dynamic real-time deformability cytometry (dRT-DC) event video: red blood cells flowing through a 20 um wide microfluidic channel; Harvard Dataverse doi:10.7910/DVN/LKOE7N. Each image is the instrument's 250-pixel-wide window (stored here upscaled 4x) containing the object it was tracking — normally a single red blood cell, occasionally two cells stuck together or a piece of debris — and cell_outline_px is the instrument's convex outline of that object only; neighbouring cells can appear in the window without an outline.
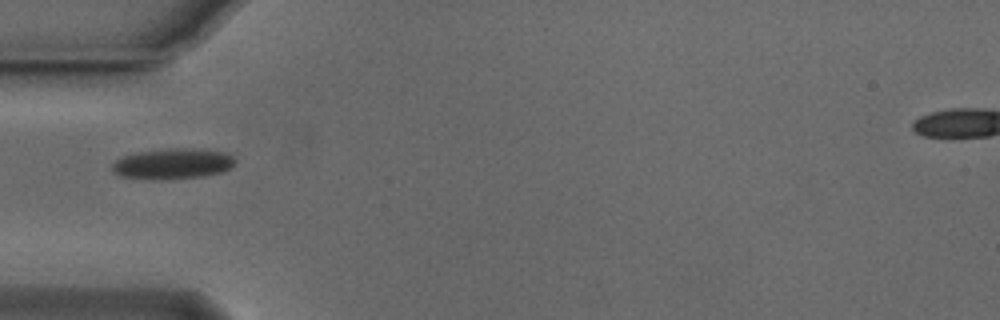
{"species": "Egyptian fruit bat (a non-hibernating species)", "species_latin": "Rousettus aegyptiacus", "temperature_condition": "cold", "stored_images_in_passage": 37, "camera_frame_rate_fps": 3000, "um_per_image_px": 0.085, "animal": {"sex": "male"}, "frame": {"image": 1, "passage_image": 1, "time_ms": 0.0, "image_size_px": [1000, 320], "cell_outline_px": [[236, 160], [228, 168], [220, 172], [204, 176], [172, 180], [152, 180], [120, 176], [112, 172], [112, 164], [116, 160], [124, 156], [136, 152], [172, 148], [192, 148], [228, 152]], "centroid_in_image_um": [14.66, 13.93], "position_along_channel_um": 70.3, "area_um2": 22.2}}
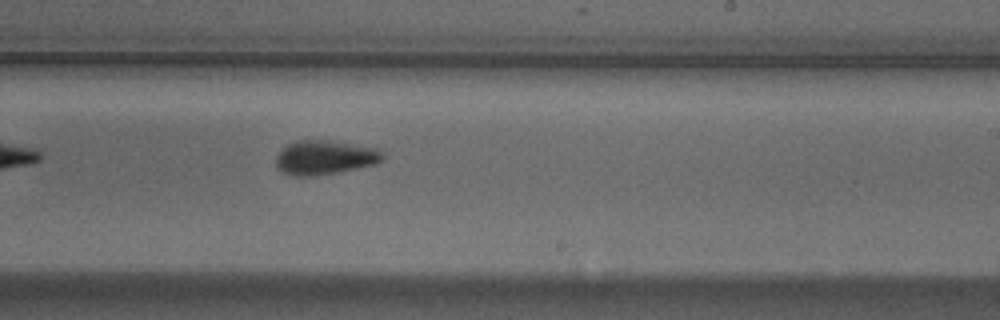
{"frame": {"image": 2, "passage_image": 16, "time_ms": 5.0, "image_size_px": [1000, 320], "cell_outline_px": [[384, 156], [376, 164], [336, 172], [312, 176], [292, 176], [280, 172], [276, 168], [276, 156], [288, 144], [296, 140], [328, 140], [376, 148], [384, 152]], "centroid_in_image_um": [27.57, 13.39], "position_along_channel_um": 261.4, "area_um2": 21.21}}
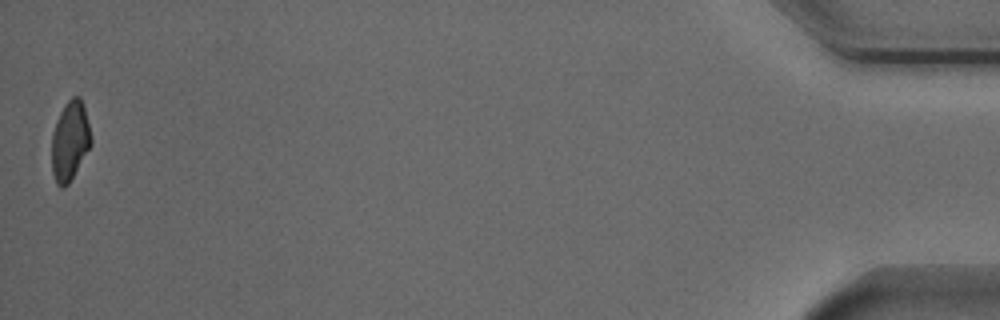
{"frame": {"image": 3, "passage_image": 37, "time_ms": 12.0, "image_size_px": [1000, 320], "cell_outline_px": [[92, 144], [68, 184], [64, 188], [60, 188], [56, 184], [52, 172], [52, 132], [56, 120], [64, 104], [72, 96], [80, 96], [84, 108], [92, 136]], "centroid_in_image_um": [5.94, 11.97], "position_along_channel_um": 429.3, "area_um2": 18.32}, "authors_computed_cell_mechanics": {"area_um2": 20.4034, "velocity_mm_per_s": 3.8214, "shape_relaxation_time_tau1_ms": 3.7053, "shape_relaxation_time_tau2_ms": 5.5933, "deformation_change_tau1": 0.1122, "deformation_change_tau2": 0.094}}